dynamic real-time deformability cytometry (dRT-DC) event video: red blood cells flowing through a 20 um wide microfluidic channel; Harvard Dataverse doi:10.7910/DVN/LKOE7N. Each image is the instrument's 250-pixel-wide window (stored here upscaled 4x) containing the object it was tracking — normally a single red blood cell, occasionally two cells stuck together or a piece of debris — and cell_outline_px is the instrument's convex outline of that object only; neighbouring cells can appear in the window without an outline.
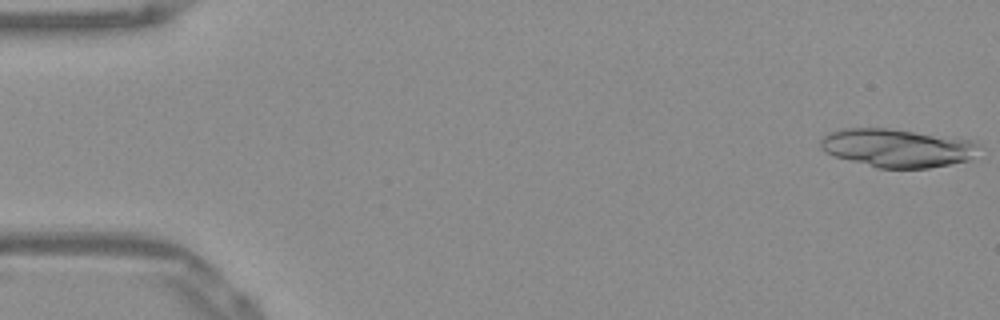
{"species": "Egyptian fruit bat (a non-hibernating species)", "species_latin": "Rousettus aegyptiacus", "temperature_condition": "warm", "stored_images_in_passage": 15, "camera_frame_rate_fps": 3000, "um_per_image_px": 0.085, "frame": {"image": 1, "passage_image": 1, "time_ms": 0.0, "image_size_px": [1000, 320], "cell_outline_px": [[980, 148], [968, 160], [928, 168], [876, 168], [836, 156], [820, 148], [820, 140], [828, 132], [840, 128], [888, 128], [976, 140], [980, 144]], "centroid_in_image_um": [76.27, 12.56], "position_along_channel_um": 8.7, "area_um2": 35.43}}
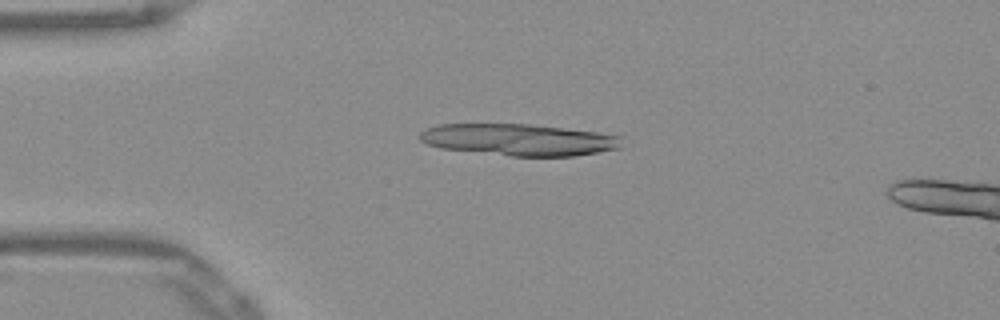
{"frame": {"image": 2, "passage_image": 12, "time_ms": 3.667, "image_size_px": [1000, 320], "cell_outline_px": [[624, 148], [576, 156], [508, 156], [440, 148], [428, 144], [420, 140], [420, 132], [428, 128], [440, 124], [532, 124], [596, 132], [624, 136]], "centroid_in_image_um": [44.2, 11.88], "position_along_channel_um": 40.8, "area_um2": 37.74}}